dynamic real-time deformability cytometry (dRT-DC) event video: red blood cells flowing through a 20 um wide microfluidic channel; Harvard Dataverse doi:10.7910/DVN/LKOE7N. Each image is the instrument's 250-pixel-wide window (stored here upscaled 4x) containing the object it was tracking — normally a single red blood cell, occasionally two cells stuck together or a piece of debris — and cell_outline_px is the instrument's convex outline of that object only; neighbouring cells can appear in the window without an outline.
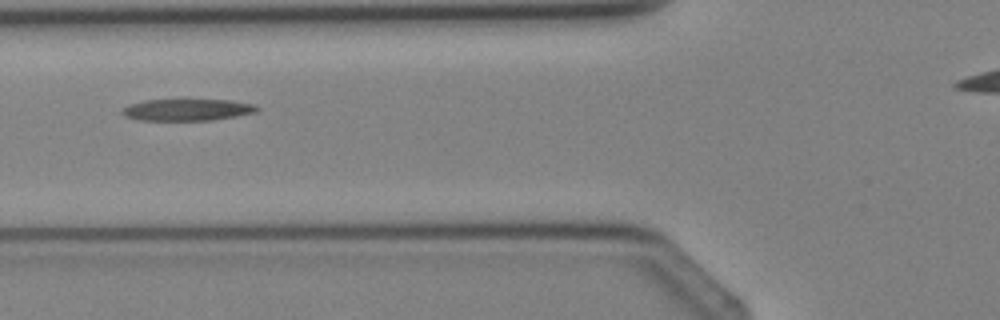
{"species": "Egyptian fruit bat (a non-hibernating species)", "species_latin": "Rousettus aegyptiacus", "temperature_condition": "cold", "stored_images_in_passage": 5, "camera_frame_rate_fps": 3000, "um_per_image_px": 0.085, "animal": {"sex": "female"}, "frame": {"image": 1, "passage_image": 5, "time_ms": 5.333, "image_size_px": [1000, 320], "cell_outline_px": [[260, 108], [256, 112], [236, 116], [212, 120], [140, 120], [124, 116], [120, 112], [128, 104], [144, 100], [228, 100], [256, 104]], "centroid_in_image_um": [15.91, 9.33], "position_along_channel_um": 109.9, "area_um2": 17.05}}